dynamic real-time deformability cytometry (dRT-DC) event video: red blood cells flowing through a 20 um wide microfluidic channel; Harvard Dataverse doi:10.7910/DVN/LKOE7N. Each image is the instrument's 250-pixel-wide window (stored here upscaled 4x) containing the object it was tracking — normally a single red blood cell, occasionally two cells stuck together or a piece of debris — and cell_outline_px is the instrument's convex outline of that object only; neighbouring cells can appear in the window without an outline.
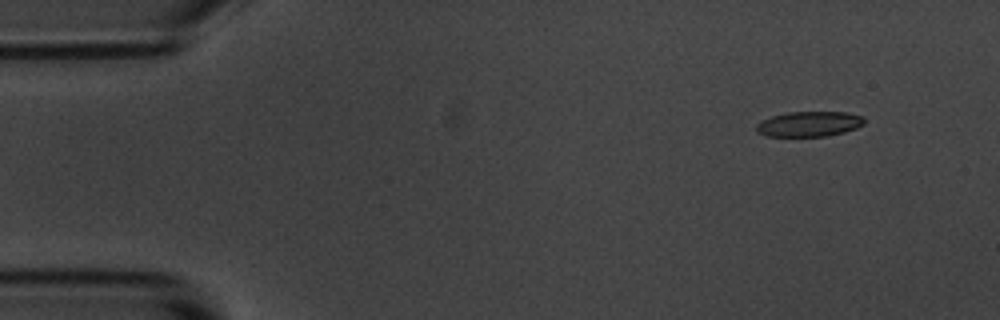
{"species": "common noctule bat (a hibernating species)", "species_latin": "Nyctalus noctula", "temperature_condition": "room temperature", "stored_images_in_passage": 7, "camera_frame_rate_fps": 3000, "um_per_image_px": 0.085, "animal": {"sex": "male", "body_mass_g": 20.1, "forearm_length_mm": 53.5}, "frame": {"image": 1, "passage_image": 2, "time_ms": 1.333, "image_size_px": [1000, 320], "cell_outline_px": [[864, 124], [856, 128], [844, 132], [828, 136], [768, 136], [756, 132], [756, 124], [772, 116], [788, 112], [848, 112], [864, 116]], "centroid_in_image_um": [68.81, 10.54], "position_along_channel_um": 16.2, "area_um2": 15.84}}
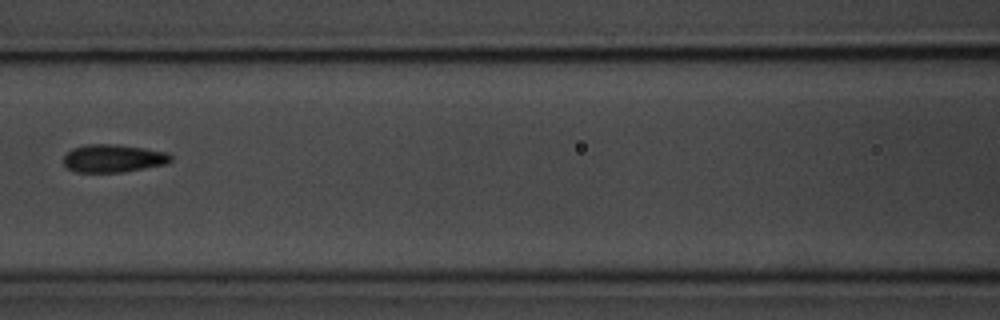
{"frame": {"image": 2, "passage_image": 7, "time_ms": 7.667, "image_size_px": [1000, 320], "cell_outline_px": [[172, 160], [168, 164], [124, 172], [76, 172], [68, 168], [64, 164], [64, 156], [72, 148], [84, 144], [116, 144], [144, 148], [168, 152], [172, 156]], "centroid_in_image_um": [9.66, 13.46], "position_along_channel_um": 156.9, "area_um2": 17.63}}